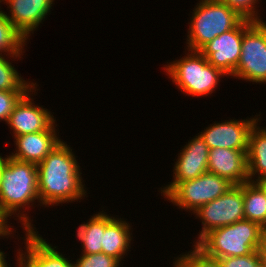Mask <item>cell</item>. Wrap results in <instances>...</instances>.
<instances>
[{"mask_svg": "<svg viewBox=\"0 0 266 267\" xmlns=\"http://www.w3.org/2000/svg\"><path fill=\"white\" fill-rule=\"evenodd\" d=\"M233 186L229 180L206 172L195 179L168 182L158 188V192L177 209L192 215L199 207L222 196Z\"/></svg>", "mask_w": 266, "mask_h": 267, "instance_id": "6", "label": "cell"}, {"mask_svg": "<svg viewBox=\"0 0 266 267\" xmlns=\"http://www.w3.org/2000/svg\"><path fill=\"white\" fill-rule=\"evenodd\" d=\"M202 228L193 240L196 245L210 231L244 219L243 184L234 185L225 194L199 207L194 213Z\"/></svg>", "mask_w": 266, "mask_h": 267, "instance_id": "8", "label": "cell"}, {"mask_svg": "<svg viewBox=\"0 0 266 267\" xmlns=\"http://www.w3.org/2000/svg\"><path fill=\"white\" fill-rule=\"evenodd\" d=\"M76 259L74 261L75 267H123L118 259L108 256L103 252L80 254Z\"/></svg>", "mask_w": 266, "mask_h": 267, "instance_id": "25", "label": "cell"}, {"mask_svg": "<svg viewBox=\"0 0 266 267\" xmlns=\"http://www.w3.org/2000/svg\"><path fill=\"white\" fill-rule=\"evenodd\" d=\"M247 150L209 149L208 172L229 180L234 185L249 181Z\"/></svg>", "mask_w": 266, "mask_h": 267, "instance_id": "16", "label": "cell"}, {"mask_svg": "<svg viewBox=\"0 0 266 267\" xmlns=\"http://www.w3.org/2000/svg\"><path fill=\"white\" fill-rule=\"evenodd\" d=\"M253 22L243 19L234 29L215 37L199 50L208 63L220 69L228 78L234 76L241 56L243 33Z\"/></svg>", "mask_w": 266, "mask_h": 267, "instance_id": "10", "label": "cell"}, {"mask_svg": "<svg viewBox=\"0 0 266 267\" xmlns=\"http://www.w3.org/2000/svg\"><path fill=\"white\" fill-rule=\"evenodd\" d=\"M259 119L249 133L248 149L246 153L248 178L257 182L266 177V126H260Z\"/></svg>", "mask_w": 266, "mask_h": 267, "instance_id": "18", "label": "cell"}, {"mask_svg": "<svg viewBox=\"0 0 266 267\" xmlns=\"http://www.w3.org/2000/svg\"><path fill=\"white\" fill-rule=\"evenodd\" d=\"M235 10L242 18L252 21H264L261 17V0H219ZM260 1V2H259ZM259 4V5H258Z\"/></svg>", "mask_w": 266, "mask_h": 267, "instance_id": "24", "label": "cell"}, {"mask_svg": "<svg viewBox=\"0 0 266 267\" xmlns=\"http://www.w3.org/2000/svg\"><path fill=\"white\" fill-rule=\"evenodd\" d=\"M260 260H261V267H266V230L263 233L261 243L257 249Z\"/></svg>", "mask_w": 266, "mask_h": 267, "instance_id": "28", "label": "cell"}, {"mask_svg": "<svg viewBox=\"0 0 266 267\" xmlns=\"http://www.w3.org/2000/svg\"><path fill=\"white\" fill-rule=\"evenodd\" d=\"M131 225V222L126 221L125 218L105 212L102 252L118 259L122 265L125 264V256L128 257L127 255L131 251V244L133 246L132 232L134 229Z\"/></svg>", "mask_w": 266, "mask_h": 267, "instance_id": "17", "label": "cell"}, {"mask_svg": "<svg viewBox=\"0 0 266 267\" xmlns=\"http://www.w3.org/2000/svg\"><path fill=\"white\" fill-rule=\"evenodd\" d=\"M6 258L7 253L5 254V252L0 249V267H11V263H8Z\"/></svg>", "mask_w": 266, "mask_h": 267, "instance_id": "29", "label": "cell"}, {"mask_svg": "<svg viewBox=\"0 0 266 267\" xmlns=\"http://www.w3.org/2000/svg\"><path fill=\"white\" fill-rule=\"evenodd\" d=\"M264 231L258 223L242 219L210 231L196 246L216 259L246 256L257 251Z\"/></svg>", "mask_w": 266, "mask_h": 267, "instance_id": "5", "label": "cell"}, {"mask_svg": "<svg viewBox=\"0 0 266 267\" xmlns=\"http://www.w3.org/2000/svg\"><path fill=\"white\" fill-rule=\"evenodd\" d=\"M191 248L175 256L172 267H221L218 259L206 255L196 245Z\"/></svg>", "mask_w": 266, "mask_h": 267, "instance_id": "23", "label": "cell"}, {"mask_svg": "<svg viewBox=\"0 0 266 267\" xmlns=\"http://www.w3.org/2000/svg\"><path fill=\"white\" fill-rule=\"evenodd\" d=\"M29 44L26 38L0 12V55H24Z\"/></svg>", "mask_w": 266, "mask_h": 267, "instance_id": "22", "label": "cell"}, {"mask_svg": "<svg viewBox=\"0 0 266 267\" xmlns=\"http://www.w3.org/2000/svg\"><path fill=\"white\" fill-rule=\"evenodd\" d=\"M190 13L184 49L192 51H199L215 37L234 29L244 19L219 0H198Z\"/></svg>", "mask_w": 266, "mask_h": 267, "instance_id": "4", "label": "cell"}, {"mask_svg": "<svg viewBox=\"0 0 266 267\" xmlns=\"http://www.w3.org/2000/svg\"><path fill=\"white\" fill-rule=\"evenodd\" d=\"M23 57V55H0L1 91H28L37 83L34 79L25 80L12 64V61L23 60Z\"/></svg>", "mask_w": 266, "mask_h": 267, "instance_id": "21", "label": "cell"}, {"mask_svg": "<svg viewBox=\"0 0 266 267\" xmlns=\"http://www.w3.org/2000/svg\"><path fill=\"white\" fill-rule=\"evenodd\" d=\"M38 86L36 83L20 98L9 116L6 125L13 138L49 130L57 122L54 112L34 101L40 90Z\"/></svg>", "mask_w": 266, "mask_h": 267, "instance_id": "9", "label": "cell"}, {"mask_svg": "<svg viewBox=\"0 0 266 267\" xmlns=\"http://www.w3.org/2000/svg\"><path fill=\"white\" fill-rule=\"evenodd\" d=\"M55 0H3V5L7 6V12L3 10L4 15L11 24L30 41L34 31L44 24L54 8Z\"/></svg>", "mask_w": 266, "mask_h": 267, "instance_id": "13", "label": "cell"}, {"mask_svg": "<svg viewBox=\"0 0 266 267\" xmlns=\"http://www.w3.org/2000/svg\"><path fill=\"white\" fill-rule=\"evenodd\" d=\"M68 144L62 140L37 164L38 194L43 210L79 200L80 203L90 194L83 180L78 156Z\"/></svg>", "mask_w": 266, "mask_h": 267, "instance_id": "1", "label": "cell"}, {"mask_svg": "<svg viewBox=\"0 0 266 267\" xmlns=\"http://www.w3.org/2000/svg\"><path fill=\"white\" fill-rule=\"evenodd\" d=\"M221 267H261L258 251H253L246 256L219 258Z\"/></svg>", "mask_w": 266, "mask_h": 267, "instance_id": "27", "label": "cell"}, {"mask_svg": "<svg viewBox=\"0 0 266 267\" xmlns=\"http://www.w3.org/2000/svg\"><path fill=\"white\" fill-rule=\"evenodd\" d=\"M57 126L55 123L49 130L14 137L15 150L8 156L39 164L62 141Z\"/></svg>", "mask_w": 266, "mask_h": 267, "instance_id": "15", "label": "cell"}, {"mask_svg": "<svg viewBox=\"0 0 266 267\" xmlns=\"http://www.w3.org/2000/svg\"><path fill=\"white\" fill-rule=\"evenodd\" d=\"M102 210V211H101ZM93 214L86 222L76 228V239L80 241L81 254H96L102 252L103 232L105 230V209Z\"/></svg>", "mask_w": 266, "mask_h": 267, "instance_id": "19", "label": "cell"}, {"mask_svg": "<svg viewBox=\"0 0 266 267\" xmlns=\"http://www.w3.org/2000/svg\"><path fill=\"white\" fill-rule=\"evenodd\" d=\"M189 140L180 148L177 158L174 159L176 161L173 164L171 182L195 179L208 172L209 147L199 133Z\"/></svg>", "mask_w": 266, "mask_h": 267, "instance_id": "14", "label": "cell"}, {"mask_svg": "<svg viewBox=\"0 0 266 267\" xmlns=\"http://www.w3.org/2000/svg\"><path fill=\"white\" fill-rule=\"evenodd\" d=\"M184 52V57L181 55L179 59L168 60L167 65L162 66L165 75L176 85V89L181 90V94L196 98L212 96L220 89L222 78L228 76L208 63L200 51L185 49Z\"/></svg>", "mask_w": 266, "mask_h": 267, "instance_id": "3", "label": "cell"}, {"mask_svg": "<svg viewBox=\"0 0 266 267\" xmlns=\"http://www.w3.org/2000/svg\"><path fill=\"white\" fill-rule=\"evenodd\" d=\"M261 111L243 119H224L214 121L199 132L209 149L225 148L233 150H247L249 133L255 123L261 119ZM254 116V117H253Z\"/></svg>", "mask_w": 266, "mask_h": 267, "instance_id": "11", "label": "cell"}, {"mask_svg": "<svg viewBox=\"0 0 266 267\" xmlns=\"http://www.w3.org/2000/svg\"><path fill=\"white\" fill-rule=\"evenodd\" d=\"M27 91H1L0 90V122L7 123L16 103Z\"/></svg>", "mask_w": 266, "mask_h": 267, "instance_id": "26", "label": "cell"}, {"mask_svg": "<svg viewBox=\"0 0 266 267\" xmlns=\"http://www.w3.org/2000/svg\"><path fill=\"white\" fill-rule=\"evenodd\" d=\"M35 205L38 206L37 208L42 207L38 194L37 164L3 155L0 182L1 212L9 221L13 218L17 220V223L20 222L18 225H22V233L37 231L38 229L29 215V211L31 212V209L36 207Z\"/></svg>", "mask_w": 266, "mask_h": 267, "instance_id": "2", "label": "cell"}, {"mask_svg": "<svg viewBox=\"0 0 266 267\" xmlns=\"http://www.w3.org/2000/svg\"><path fill=\"white\" fill-rule=\"evenodd\" d=\"M1 4H3V0H0V12L3 11L2 9H4L1 7L2 6Z\"/></svg>", "mask_w": 266, "mask_h": 267, "instance_id": "32", "label": "cell"}, {"mask_svg": "<svg viewBox=\"0 0 266 267\" xmlns=\"http://www.w3.org/2000/svg\"><path fill=\"white\" fill-rule=\"evenodd\" d=\"M232 78L252 82V84H266L265 20L254 21L244 31L241 56Z\"/></svg>", "mask_w": 266, "mask_h": 267, "instance_id": "7", "label": "cell"}, {"mask_svg": "<svg viewBox=\"0 0 266 267\" xmlns=\"http://www.w3.org/2000/svg\"><path fill=\"white\" fill-rule=\"evenodd\" d=\"M257 183L261 186V188L265 191L266 193V177L263 179H260L257 181Z\"/></svg>", "mask_w": 266, "mask_h": 267, "instance_id": "30", "label": "cell"}, {"mask_svg": "<svg viewBox=\"0 0 266 267\" xmlns=\"http://www.w3.org/2000/svg\"><path fill=\"white\" fill-rule=\"evenodd\" d=\"M244 219L266 230V193L257 182L243 183Z\"/></svg>", "mask_w": 266, "mask_h": 267, "instance_id": "20", "label": "cell"}, {"mask_svg": "<svg viewBox=\"0 0 266 267\" xmlns=\"http://www.w3.org/2000/svg\"><path fill=\"white\" fill-rule=\"evenodd\" d=\"M21 239L25 250L20 244L15 251L18 267H75L74 258L72 260L70 256L66 257L67 254H62L64 252L57 250L59 246L49 244L39 231H25Z\"/></svg>", "mask_w": 266, "mask_h": 267, "instance_id": "12", "label": "cell"}, {"mask_svg": "<svg viewBox=\"0 0 266 267\" xmlns=\"http://www.w3.org/2000/svg\"><path fill=\"white\" fill-rule=\"evenodd\" d=\"M2 178V153H0V182Z\"/></svg>", "mask_w": 266, "mask_h": 267, "instance_id": "31", "label": "cell"}, {"mask_svg": "<svg viewBox=\"0 0 266 267\" xmlns=\"http://www.w3.org/2000/svg\"><path fill=\"white\" fill-rule=\"evenodd\" d=\"M14 255H16V256H15V259H14V260L16 261V263H15L16 265H13V266L18 267V266H17V259H16V258H17V253L14 254Z\"/></svg>", "mask_w": 266, "mask_h": 267, "instance_id": "33", "label": "cell"}]
</instances>
